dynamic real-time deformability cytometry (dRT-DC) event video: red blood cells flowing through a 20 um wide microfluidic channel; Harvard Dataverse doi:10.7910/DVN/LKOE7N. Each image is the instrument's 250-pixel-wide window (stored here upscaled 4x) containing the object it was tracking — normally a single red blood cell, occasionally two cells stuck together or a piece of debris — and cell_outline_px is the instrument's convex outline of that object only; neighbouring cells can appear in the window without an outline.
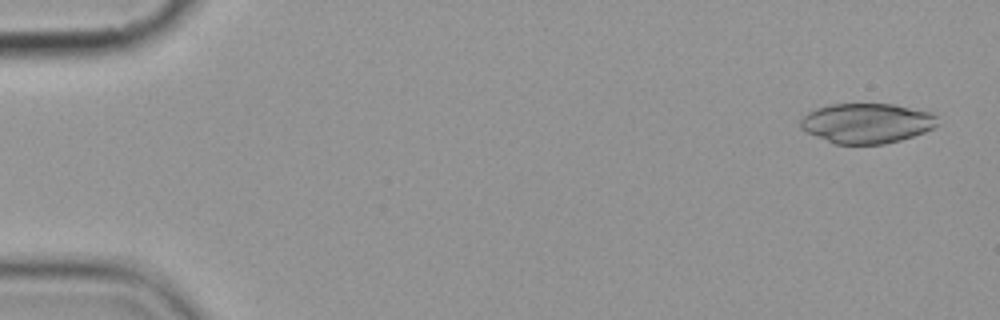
{"species": "common noctule bat (a hibernating species)", "species_latin": "Nyctalus noctula", "temperature_condition": "cold", "stored_images_in_passage": 5, "camera_frame_rate_fps": 3000, "um_per_image_px": 0.085, "animal": {"sex": "female", "body_mass_g": 19.9}, "frame": {"image": 1, "passage_image": 1, "time_ms": 0.0, "image_size_px": [1000, 320], "cell_outline_px": [[940, 124], [924, 132], [900, 140], [884, 144], [836, 144], [816, 136], [800, 128], [800, 120], [808, 112], [816, 108], [828, 104], [892, 104], [932, 112], [936, 116]], "centroid_in_image_um": [73.69, 10.46], "position_along_channel_um": 11.3, "area_um2": 31.91}}